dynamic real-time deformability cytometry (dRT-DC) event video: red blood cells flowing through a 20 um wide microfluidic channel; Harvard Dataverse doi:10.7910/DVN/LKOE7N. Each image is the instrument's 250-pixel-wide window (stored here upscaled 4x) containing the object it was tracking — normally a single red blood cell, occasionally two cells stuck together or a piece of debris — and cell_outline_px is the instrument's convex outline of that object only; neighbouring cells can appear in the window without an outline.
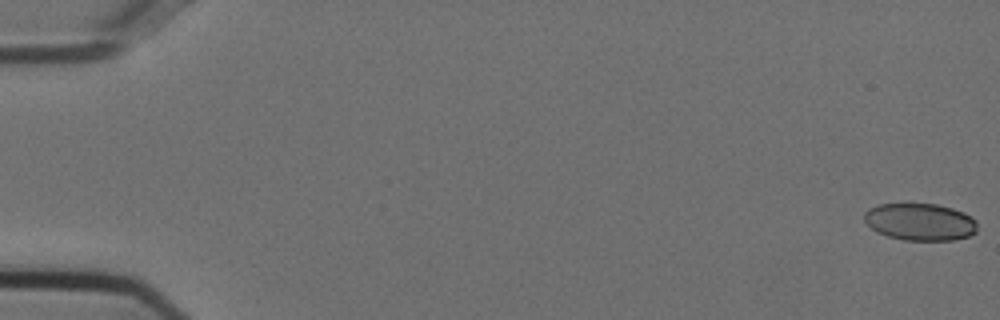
{"species": "Egyptian fruit bat (a non-hibernating species)", "species_latin": "Rousettus aegyptiacus", "temperature_condition": "cold", "stored_images_in_passage": 8, "camera_frame_rate_fps": 3000, "um_per_image_px": 0.085, "animal": {"sex": "female"}, "frame": {"image": 1, "passage_image": 1, "time_ms": 0.0, "image_size_px": [1000, 320], "cell_outline_px": [[976, 232], [968, 236], [952, 240], [904, 240], [888, 236], [876, 232], [864, 220], [864, 212], [868, 208], [880, 204], [936, 204], [952, 208], [964, 212], [972, 216], [976, 220]], "centroid_in_image_um": [78.21, 18.85], "position_along_channel_um": 6.8, "area_um2": 24.51}}